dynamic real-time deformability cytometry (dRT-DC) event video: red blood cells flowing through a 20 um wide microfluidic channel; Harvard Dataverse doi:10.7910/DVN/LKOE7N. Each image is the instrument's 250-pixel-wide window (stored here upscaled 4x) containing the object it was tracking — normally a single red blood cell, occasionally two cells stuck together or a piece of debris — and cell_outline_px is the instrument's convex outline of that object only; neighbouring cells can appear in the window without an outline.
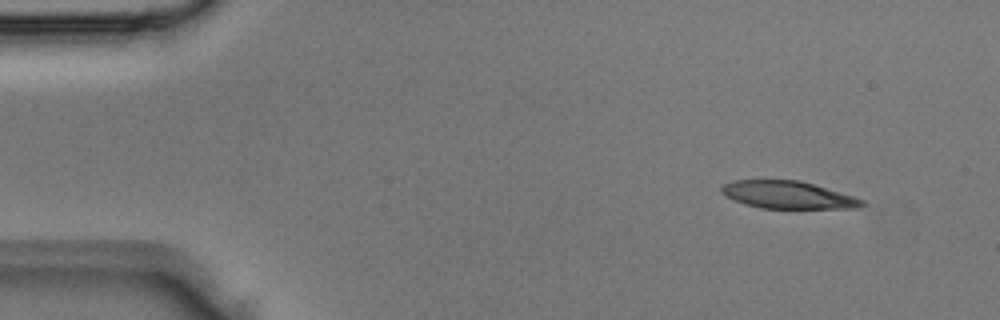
{"species": "Egyptian fruit bat (a non-hibernating species)", "species_latin": "Rousettus aegyptiacus", "temperature_condition": "room temperature", "stored_images_in_passage": 3, "camera_frame_rate_fps": 3000, "um_per_image_px": 0.085, "animal": {"sex": "male"}, "frame": {"image": 1, "passage_image": 1, "time_ms": 0.0, "image_size_px": [1000, 320], "cell_outline_px": [[864, 204], [856, 208], [760, 208], [744, 204], [720, 192], [720, 188], [724, 184], [732, 180], [800, 180], [852, 196], [864, 200]], "centroid_in_image_um": [66.93, 16.56], "position_along_channel_um": 18.1, "area_um2": 22.2}}
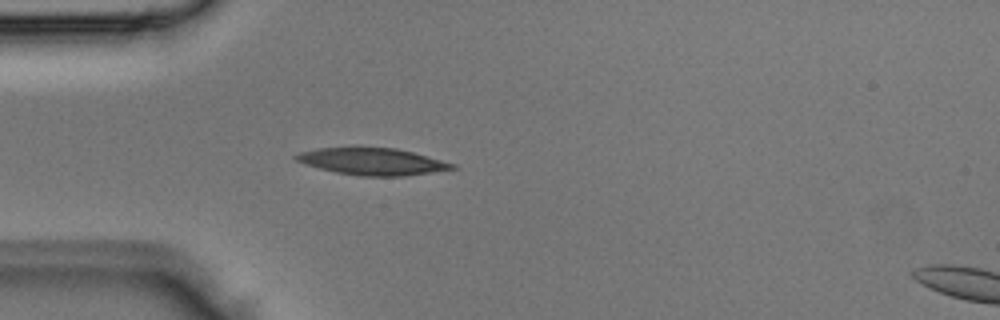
{"frame": {"image": 2, "passage_image": 2, "time_ms": 0.333, "image_size_px": [1000, 320], "cell_outline_px": [[456, 168], [432, 172], [404, 176], [360, 176], [336, 172], [304, 164], [296, 160], [292, 156], [300, 152], [316, 148], [356, 144], [396, 148], [412, 152], [456, 164]], "centroid_in_image_um": [31.57, 13.68], "position_along_channel_um": 53.4, "area_um2": 25.37}}